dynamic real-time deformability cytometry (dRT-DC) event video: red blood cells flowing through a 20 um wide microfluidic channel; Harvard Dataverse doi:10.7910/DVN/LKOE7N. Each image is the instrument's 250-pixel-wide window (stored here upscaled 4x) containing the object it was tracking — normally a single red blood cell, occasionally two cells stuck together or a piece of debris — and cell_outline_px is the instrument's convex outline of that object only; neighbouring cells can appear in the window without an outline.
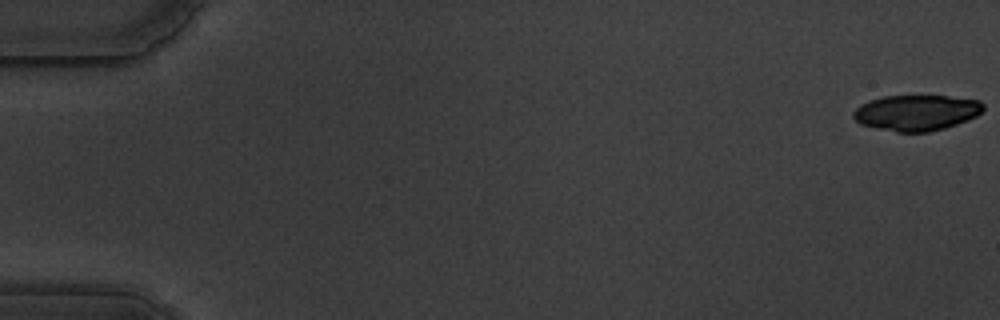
{"species": "common noctule bat (a hibernating species)", "species_latin": "Nyctalus noctula", "temperature_condition": "warm", "stored_images_in_passage": 48, "camera_frame_rate_fps": 3000, "um_per_image_px": 0.085, "animal": {"sex": "male", "body_mass_g": 19.5, "forearm_length_mm": 54.6}, "frame": {"image": 1, "passage_image": 1, "time_ms": 0.0, "image_size_px": [1000, 320], "cell_outline_px": [[984, 108], [976, 116], [968, 120], [944, 128], [928, 132], [896, 132], [876, 128], [860, 124], [852, 116], [852, 112], [860, 104], [868, 100], [884, 96], [948, 96], [980, 100], [984, 104]], "centroid_in_image_um": [77.87, 9.58], "position_along_channel_um": 7.1, "area_um2": 27.17}}
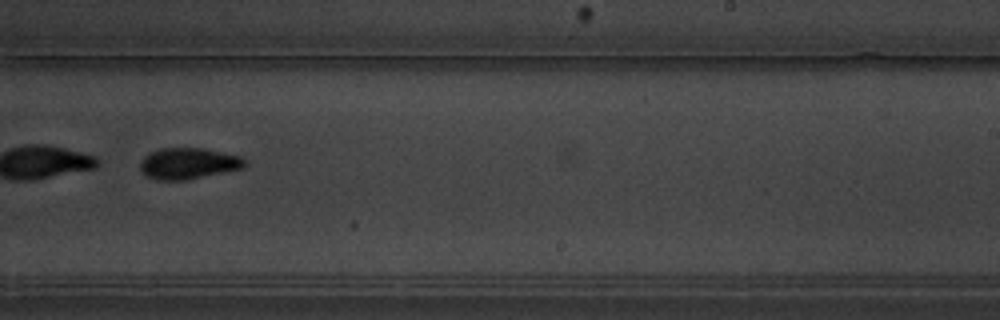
{"frame": {"image": 2, "passage_image": 38, "time_ms": 12.333, "image_size_px": [1000, 320], "cell_outline_px": [[248, 164], [244, 168], [188, 180], [156, 180], [148, 176], [140, 168], [140, 164], [144, 156], [160, 148], [204, 148], [240, 156], [248, 160]], "centroid_in_image_um": [16.07, 13.9], "position_along_channel_um": 272.9, "area_um2": 19.13}, "authors_computed_cell_mechanics": {"area_um2": 20.4323, "velocity_mm_per_s": 3.514, "shape_relaxation_time_tau1_ms": 2.4856, "shape_relaxation_time_tau2_ms": 3.2257, "deformation_change_tau1": 0.1565, "deformation_change_tau2": 0.0786}}